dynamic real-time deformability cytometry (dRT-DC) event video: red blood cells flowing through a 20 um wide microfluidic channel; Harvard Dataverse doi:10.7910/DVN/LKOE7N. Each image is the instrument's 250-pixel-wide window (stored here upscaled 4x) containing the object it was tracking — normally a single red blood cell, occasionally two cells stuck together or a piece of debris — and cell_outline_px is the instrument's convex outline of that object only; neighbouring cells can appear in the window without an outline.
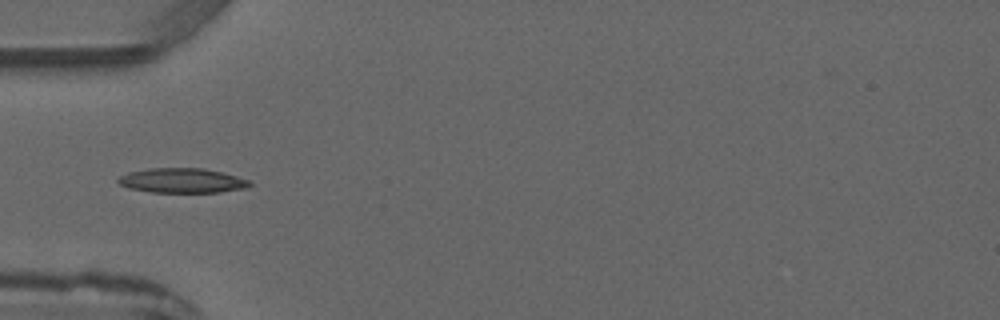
{"species": "common noctule bat (a hibernating species)", "species_latin": "Nyctalus noctula", "temperature_condition": "warm", "stored_images_in_passage": 4, "camera_frame_rate_fps": 3000, "um_per_image_px": 0.085, "animal": {"sex": "male", "forearm_length_mm": 52.5}, "frame": {"image": 1, "passage_image": 4, "time_ms": 3.667, "image_size_px": [1000, 320], "cell_outline_px": [[252, 184], [248, 188], [220, 192], [152, 192], [128, 188], [120, 184], [116, 180], [120, 176], [128, 172], [148, 168], [204, 168], [252, 180]], "centroid_in_image_um": [15.5, 15.35], "position_along_channel_um": 69.5, "area_um2": 19.02}}